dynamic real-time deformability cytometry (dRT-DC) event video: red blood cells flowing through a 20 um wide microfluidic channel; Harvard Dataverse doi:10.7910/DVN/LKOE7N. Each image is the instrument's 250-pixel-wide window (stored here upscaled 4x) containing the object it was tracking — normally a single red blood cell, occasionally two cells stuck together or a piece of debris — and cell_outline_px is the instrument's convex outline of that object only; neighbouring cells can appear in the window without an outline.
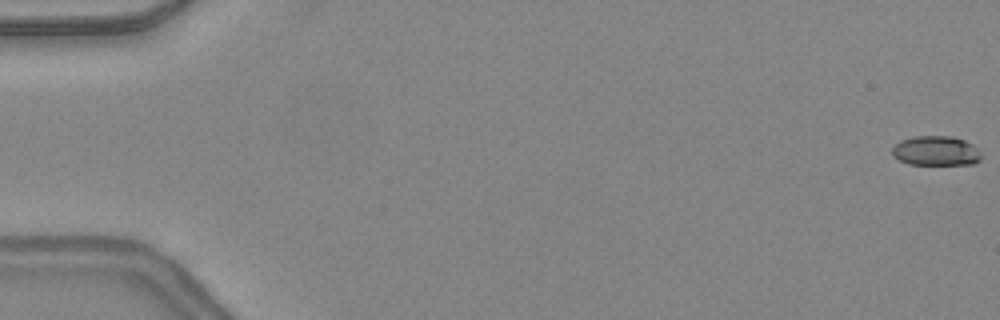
{"species": "common noctule bat (a hibernating species)", "species_latin": "Nyctalus noctula", "temperature_condition": "warm", "stored_images_in_passage": 48, "camera_frame_rate_fps": 3000, "um_per_image_px": 0.085, "animal": {"sex": "female", "body_mass_g": 24.6, "forearm_length_mm": 56.2}, "frame": {"image": 1, "passage_image": 1, "time_ms": 0.0, "image_size_px": [1000, 320], "cell_outline_px": [[980, 160], [972, 164], [908, 164], [892, 156], [892, 148], [900, 140], [912, 136], [952, 136], [964, 140], [972, 144], [976, 148], [980, 156]], "centroid_in_image_um": [79.51, 12.81], "position_along_channel_um": 5.5, "area_um2": 15.32}}
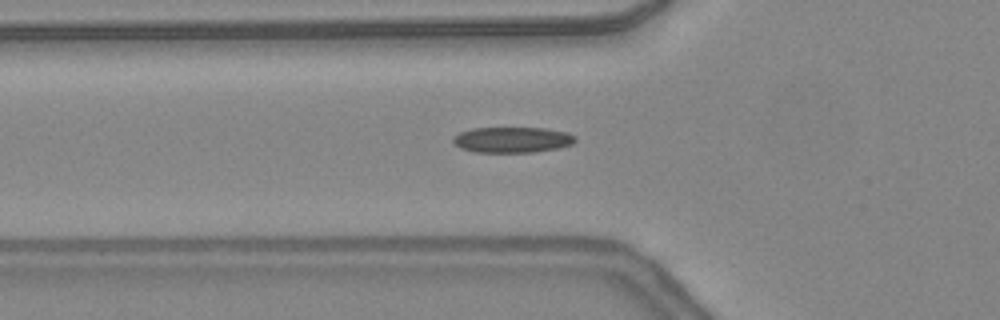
{"frame": {"image": 2, "passage_image": 18, "time_ms": 5.667, "image_size_px": [1000, 320], "cell_outline_px": [[576, 140], [572, 144], [560, 148], [532, 152], [476, 152], [460, 148], [452, 144], [452, 136], [460, 132], [472, 128], [544, 128], [568, 132]], "centroid_in_image_um": [43.49, 11.88], "position_along_channel_um": 82.3, "area_um2": 18.38}}
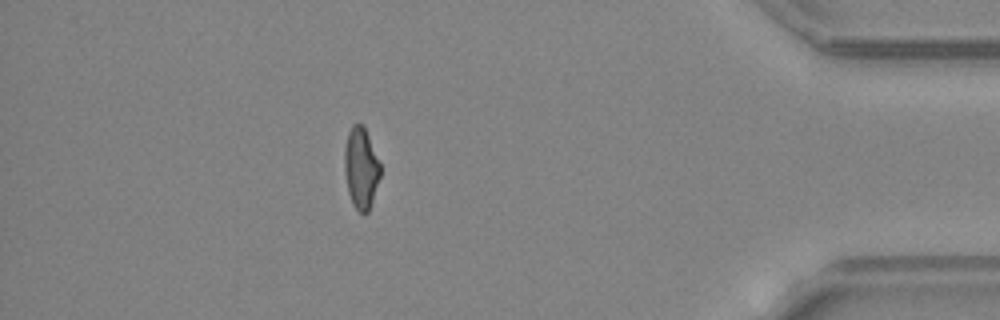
{"frame": {"image": 3, "passage_image": 43, "time_ms": 14.0, "image_size_px": [1000, 320], "cell_outline_px": [[380, 176], [368, 212], [360, 212], [352, 204], [348, 192], [344, 172], [344, 148], [348, 132], [352, 124], [364, 124], [380, 164]], "centroid_in_image_um": [30.66, 14.25], "position_along_channel_um": 404.5, "area_um2": 16.94}, "authors_computed_cell_mechanics": {"area_um2": 17.1955, "velocity_mm_per_s": 4.4175, "shape_relaxation_time_tau1_ms": 6.2355, "shape_relaxation_time_tau2_ms": 2.3896, "deformation_change_tau1": 0.1979, "deformation_change_tau2": 0.1035}}